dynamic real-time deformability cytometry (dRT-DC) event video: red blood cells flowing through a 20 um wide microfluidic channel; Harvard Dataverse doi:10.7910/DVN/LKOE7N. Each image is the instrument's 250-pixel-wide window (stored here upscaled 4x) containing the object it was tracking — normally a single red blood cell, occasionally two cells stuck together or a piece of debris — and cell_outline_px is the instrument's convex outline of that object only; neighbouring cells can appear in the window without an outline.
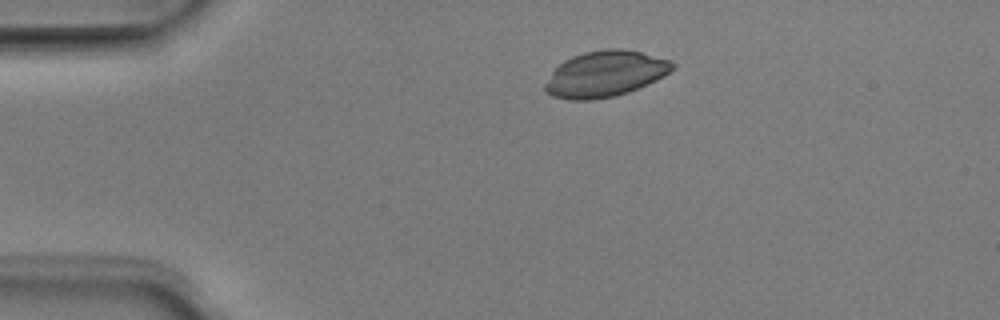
{"species": "Egyptian fruit bat (a non-hibernating species)", "species_latin": "Rousettus aegyptiacus", "temperature_condition": "room temperature", "stored_images_in_passage": 4, "camera_frame_rate_fps": 3000, "um_per_image_px": 0.085, "animal": {"sex": "male"}, "frame": {"image": 1, "passage_image": 1, "time_ms": 0.0, "image_size_px": [1000, 320], "cell_outline_px": [[676, 68], [664, 76], [656, 80], [628, 92], [616, 96], [592, 100], [568, 100], [552, 96], [544, 92], [544, 84], [552, 72], [564, 60], [572, 56], [584, 52], [608, 48], [620, 48], [640, 52], [672, 60], [676, 64]], "centroid_in_image_um": [51.45, 6.28], "position_along_channel_um": 33.6, "area_um2": 34.33}}
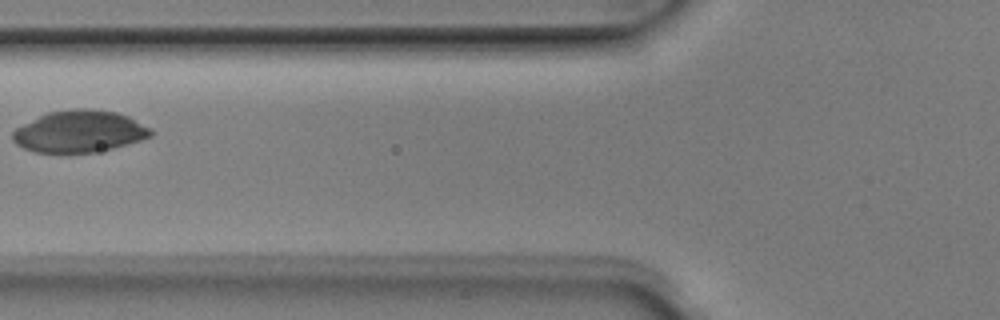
{"frame": {"image": 2, "passage_image": 4, "time_ms": 1.0, "image_size_px": [1000, 320], "cell_outline_px": [[152, 136], [140, 140], [112, 148], [92, 152], [36, 152], [24, 148], [16, 144], [12, 140], [12, 132], [16, 128], [48, 112], [76, 108], [88, 108], [116, 112], [128, 116], [152, 128]], "centroid_in_image_um": [6.76, 11.16], "position_along_channel_um": 119.0, "area_um2": 33.41}}